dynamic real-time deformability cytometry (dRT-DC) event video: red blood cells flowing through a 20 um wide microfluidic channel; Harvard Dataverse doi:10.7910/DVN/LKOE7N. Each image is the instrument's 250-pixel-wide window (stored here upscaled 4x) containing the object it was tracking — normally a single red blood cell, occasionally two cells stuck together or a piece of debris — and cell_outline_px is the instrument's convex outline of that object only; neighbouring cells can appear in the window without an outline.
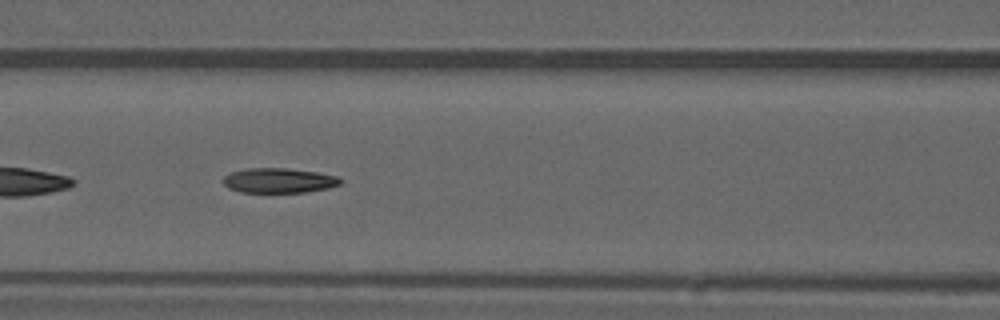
{"species": "common noctule bat (a hibernating species)", "species_latin": "Nyctalus noctula", "temperature_condition": "warm", "stored_images_in_passage": 52, "camera_frame_rate_fps": 3000, "um_per_image_px": 0.085, "animal": {"sex": "male", "forearm_length_mm": 52.5}, "frame": {"image": 1, "passage_image": 23, "time_ms": 7.333, "image_size_px": [1000, 320], "cell_outline_px": [[344, 180], [340, 184], [328, 188], [304, 192], [240, 192], [228, 188], [220, 180], [224, 176], [232, 172], [244, 168], [284, 168], [316, 172], [340, 176]], "centroid_in_image_um": [23.7, 15.34], "position_along_channel_um": 142.9, "area_um2": 17.11}, "authors_computed_cell_mechanics": {"area_um2": 17.7157, "velocity_mm_per_s": 3.9405, "shape_relaxation_time_tau1_ms": null, "shape_relaxation_time_tau2_ms": 4.3755, "deformation_change_tau1": null, "deformation_change_tau2": 0.1171}}